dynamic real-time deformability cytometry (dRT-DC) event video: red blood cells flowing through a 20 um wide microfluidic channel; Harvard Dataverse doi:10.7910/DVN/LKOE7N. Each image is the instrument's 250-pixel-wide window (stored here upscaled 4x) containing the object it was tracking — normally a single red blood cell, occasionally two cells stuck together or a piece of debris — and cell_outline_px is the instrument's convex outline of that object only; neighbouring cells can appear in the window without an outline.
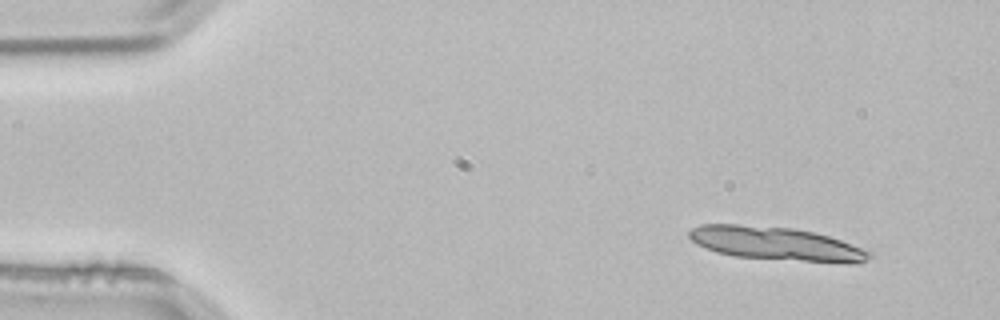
{"species": "common noctule bat (a hibernating species)", "species_latin": "Nyctalus noctula", "temperature_condition": "room temperature", "stored_images_in_passage": 3, "camera_frame_rate_fps": 3000, "um_per_image_px": 0.085, "animal": {"sex": "male", "body_mass_g": 21.5, "forearm_length_mm": 52.0}, "frame": {"image": 1, "passage_image": 1, "time_ms": 0.0, "image_size_px": [1000, 320], "cell_outline_px": [[872, 256], [864, 260], [804, 260], [736, 256], [716, 252], [704, 248], [696, 244], [688, 236], [688, 232], [692, 228], [700, 224], [736, 224], [792, 228], [812, 232], [828, 236], [840, 240], [872, 252]], "centroid_in_image_um": [65.77, 20.65], "position_along_channel_um": 19.2, "area_um2": 33.64}}